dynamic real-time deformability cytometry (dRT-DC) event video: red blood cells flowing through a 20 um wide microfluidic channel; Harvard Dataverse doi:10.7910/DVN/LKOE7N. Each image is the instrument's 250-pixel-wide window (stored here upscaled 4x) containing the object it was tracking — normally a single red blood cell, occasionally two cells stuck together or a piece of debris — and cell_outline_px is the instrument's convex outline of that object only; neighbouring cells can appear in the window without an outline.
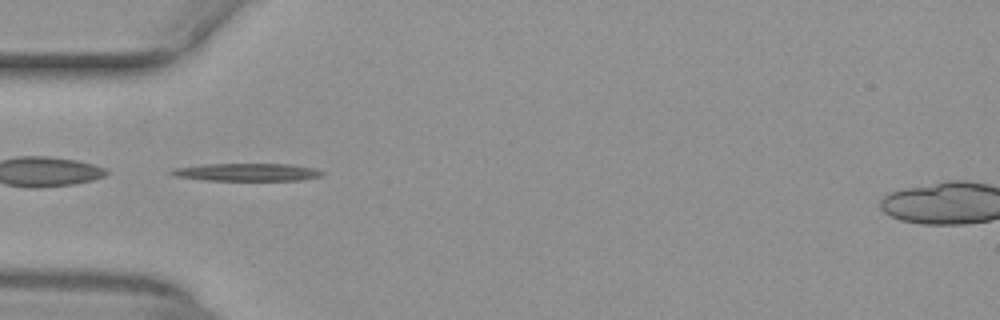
{"species": "common noctule bat (a hibernating species)", "species_latin": "Nyctalus noctula", "temperature_condition": "warm", "stored_images_in_passage": 51, "segment_of_instrument_passage": [2, 2], "camera_frame_rate_fps": 3000, "um_per_image_px": 0.085, "animal": {"sex": "female", "body_mass_g": 29.2, "forearm_length_mm": 56.3}, "frame": {"image": 1, "passage_image": 16, "time_ms": 5.0, "image_size_px": [1000, 320], "cell_outline_px": [[324, 176], [300, 180], [204, 180], [176, 176], [168, 172], [176, 168], [204, 164], [292, 164], [316, 168], [324, 172]], "centroid_in_image_um": [21.07, 14.63], "position_along_channel_um": 63.9, "area_um2": 15.49}}
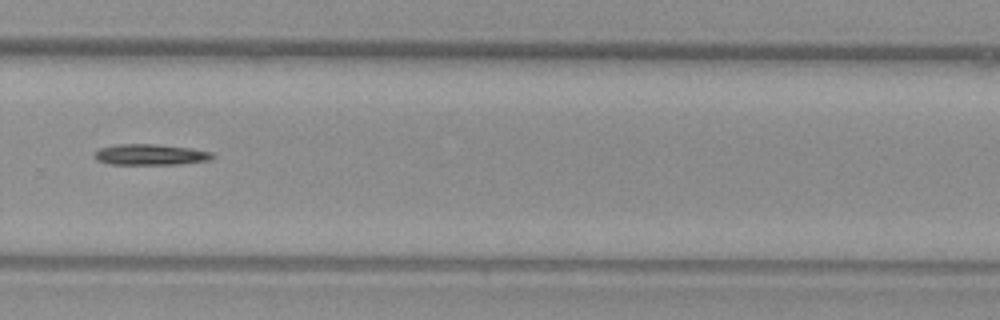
{"frame": {"image": 2, "passage_image": 35, "time_ms": 11.333, "image_size_px": [1000, 320], "cell_outline_px": [[212, 156], [208, 160], [180, 164], [108, 164], [96, 160], [92, 156], [92, 152], [100, 148], [116, 144], [156, 144], [188, 148], [212, 152]], "centroid_in_image_um": [12.67, 13.14], "position_along_channel_um": 317.1, "area_um2": 14.33}}
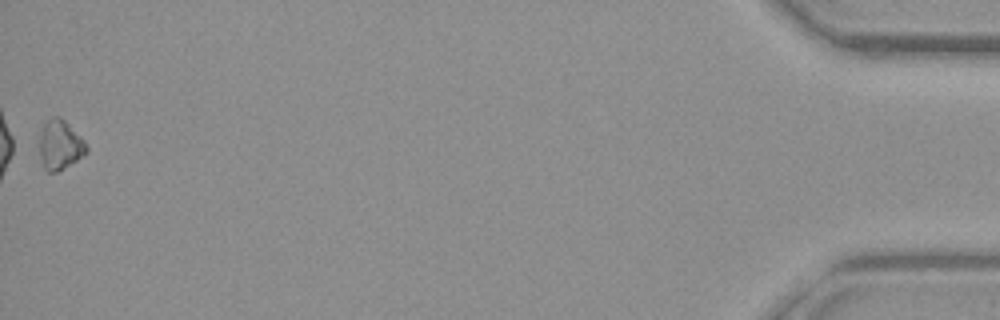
{"frame": {"image": 3, "passage_image": 51, "time_ms": 16.667, "image_size_px": [1000, 320], "cell_outline_px": [[88, 152], [76, 160], [56, 172], [48, 172], [44, 168], [40, 156], [40, 136], [44, 124], [52, 116], [60, 116], [84, 140], [88, 148]], "centroid_in_image_um": [5.1, 12.31], "position_along_channel_um": 430.1, "area_um2": 13.29}}